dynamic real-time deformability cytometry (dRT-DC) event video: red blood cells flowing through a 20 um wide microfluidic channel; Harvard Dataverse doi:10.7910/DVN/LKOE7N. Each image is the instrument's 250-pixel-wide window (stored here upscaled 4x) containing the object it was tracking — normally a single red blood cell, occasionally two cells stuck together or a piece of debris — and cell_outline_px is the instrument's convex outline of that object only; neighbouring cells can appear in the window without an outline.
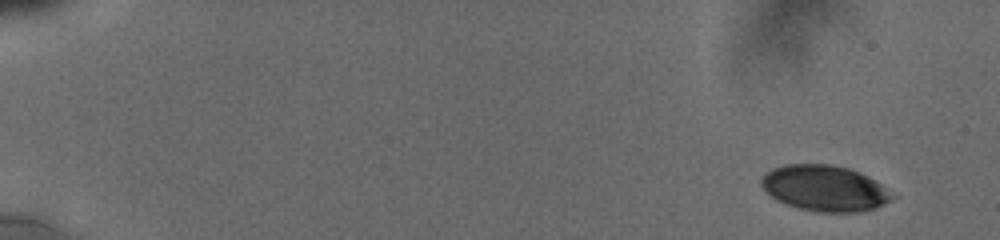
{"species": "human", "species_latin": "Homo sapiens", "temperature_condition": "cold", "stored_images_in_passage": 8, "camera_frame_rate_fps": 3000, "um_per_image_px": 0.085, "donor": {"sex": "male"}, "frame": {"image": 1, "passage_image": 1, "time_ms": 0.0, "image_size_px": [1000, 240], "cell_outline_px": [[896, 196], [876, 208], [860, 212], [816, 212], [800, 208], [776, 200], [760, 184], [760, 180], [772, 168], [788, 164], [832, 164], [848, 168], [880, 184]], "centroid_in_image_um": [70.08, 16.01], "position_along_channel_um": 14.9, "area_um2": 34.45}}